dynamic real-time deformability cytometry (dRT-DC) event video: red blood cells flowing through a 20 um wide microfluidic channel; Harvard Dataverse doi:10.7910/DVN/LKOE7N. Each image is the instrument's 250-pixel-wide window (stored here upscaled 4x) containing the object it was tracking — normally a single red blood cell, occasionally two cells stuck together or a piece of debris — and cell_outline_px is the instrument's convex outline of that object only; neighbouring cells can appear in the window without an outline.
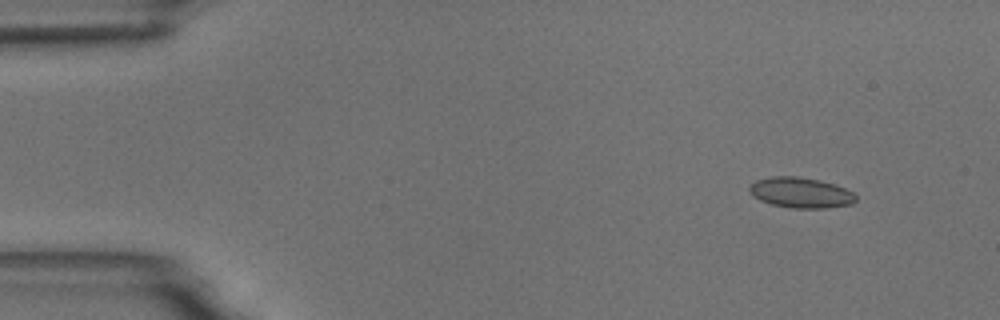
{"species": "common noctule bat (a hibernating species)", "species_latin": "Nyctalus noctula", "temperature_condition": "room temperature", "stored_images_in_passage": 4, "camera_frame_rate_fps": 3000, "um_per_image_px": 0.085, "animal": {"sex": "male", "body_mass_g": 18.8}, "frame": {"image": 1, "passage_image": 1, "time_ms": 0.0, "image_size_px": [1000, 320], "cell_outline_px": [[856, 200], [852, 204], [828, 208], [792, 208], [772, 204], [760, 200], [752, 196], [748, 188], [756, 180], [772, 176], [796, 176], [820, 180], [836, 184], [852, 192], [856, 196]], "centroid_in_image_um": [68.07, 16.37], "position_along_channel_um": 16.9, "area_um2": 18.96}}
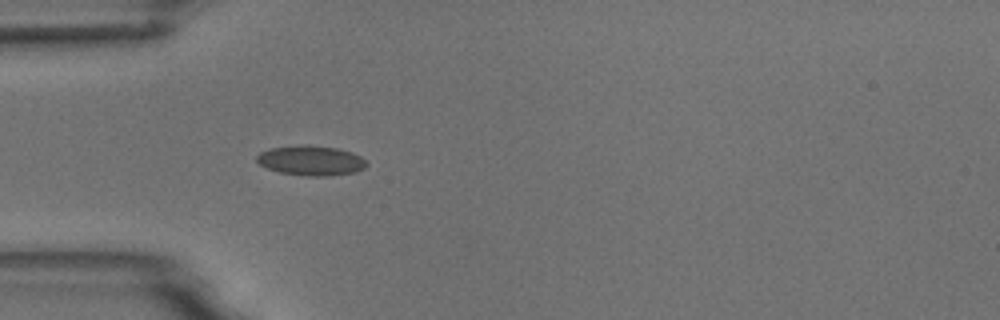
{"frame": {"image": 2, "passage_image": 4, "time_ms": 3.667, "image_size_px": [1000, 320], "cell_outline_px": [[368, 164], [364, 168], [356, 172], [328, 176], [308, 176], [280, 172], [268, 168], [260, 164], [256, 160], [256, 156], [260, 152], [272, 148], [300, 144], [308, 144], [336, 148], [352, 152], [360, 156]], "centroid_in_image_um": [26.44, 13.64], "position_along_channel_um": 58.6, "area_um2": 19.13}}